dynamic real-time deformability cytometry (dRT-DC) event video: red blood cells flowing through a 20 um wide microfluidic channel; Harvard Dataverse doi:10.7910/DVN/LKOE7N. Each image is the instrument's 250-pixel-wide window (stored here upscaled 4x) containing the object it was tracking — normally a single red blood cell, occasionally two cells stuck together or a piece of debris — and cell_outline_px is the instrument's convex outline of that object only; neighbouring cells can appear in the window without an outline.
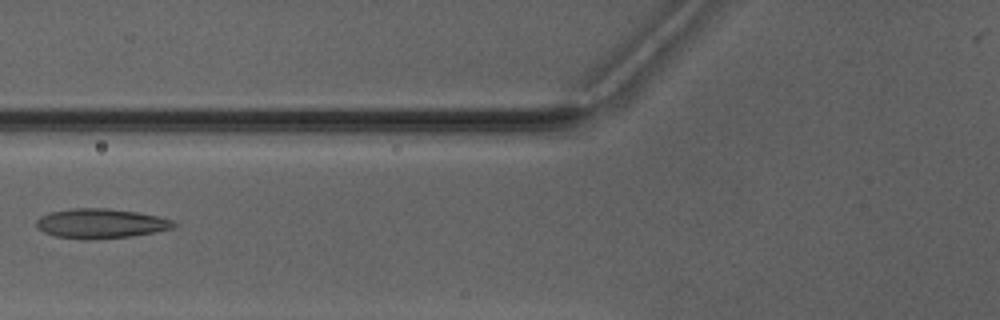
{"species": "Egyptian fruit bat (a non-hibernating species)", "species_latin": "Rousettus aegyptiacus", "temperature_condition": "warm", "stored_images_in_passage": 6, "camera_frame_rate_fps": 3000, "um_per_image_px": 0.085, "animal": {"sex": "male"}, "frame": {"image": 1, "passage_image": 6, "time_ms": 6.333, "image_size_px": [1000, 320], "cell_outline_px": [[180, 224], [176, 228], [156, 232], [128, 236], [56, 236], [44, 232], [36, 228], [36, 220], [40, 216], [52, 212], [76, 208], [108, 208], [136, 212], [156, 216], [172, 220]], "centroid_in_image_um": [8.63, 18.95], "position_along_channel_um": 117.2, "area_um2": 22.66}}